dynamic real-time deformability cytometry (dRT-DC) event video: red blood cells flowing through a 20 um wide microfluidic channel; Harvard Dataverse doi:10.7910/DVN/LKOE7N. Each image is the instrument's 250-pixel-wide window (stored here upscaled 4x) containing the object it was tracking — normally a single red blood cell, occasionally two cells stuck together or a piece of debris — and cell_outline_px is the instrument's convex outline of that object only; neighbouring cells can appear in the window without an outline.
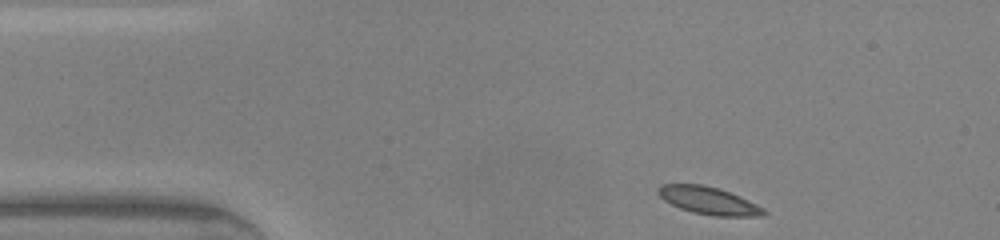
{"species": "common noctule bat (a hibernating species)", "species_latin": "Nyctalus noctula", "temperature_condition": "warm", "stored_images_in_passage": 41, "camera_frame_rate_fps": 3000, "um_per_image_px": 0.085, "animal": {"sex": "male", "body_mass_g": 20.0, "forearm_length_mm": 53.3}, "frame": {"image": 1, "passage_image": 1, "time_ms": 0.0, "image_size_px": [1000, 240], "cell_outline_px": [[768, 212], [764, 216], [712, 216], [692, 212], [680, 208], [664, 200], [656, 192], [656, 188], [660, 184], [700, 184], [720, 188], [748, 200], [764, 208]], "centroid_in_image_um": [60.22, 17.05], "position_along_channel_um": 24.8, "area_um2": 17.05}}
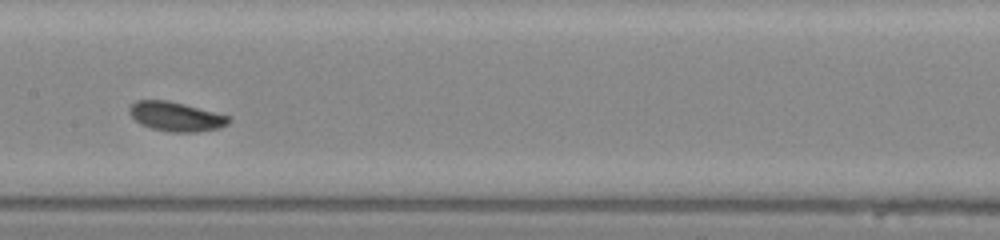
{"frame": {"image": 2, "passage_image": 17, "time_ms": 5.333, "image_size_px": [1000, 240], "cell_outline_px": [[232, 120], [228, 124], [220, 128], [196, 132], [168, 132], [152, 128], [140, 124], [128, 112], [128, 108], [136, 100], [168, 100], [232, 116]], "centroid_in_image_um": [14.99, 9.91], "position_along_channel_um": 192.4, "area_um2": 17.17}}
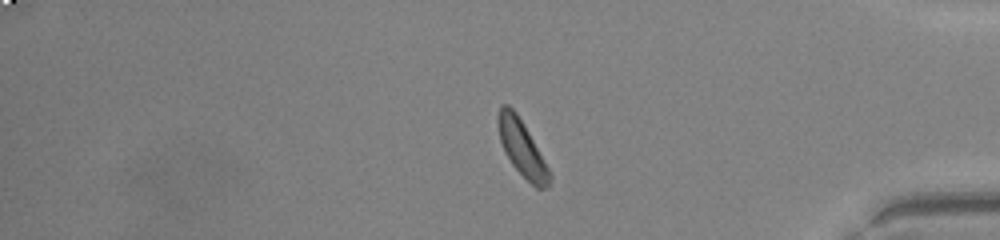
{"frame": {"image": 3, "passage_image": 33, "time_ms": 10.667, "image_size_px": [1000, 240], "cell_outline_px": [[552, 180], [544, 188], [536, 188], [512, 164], [504, 152], [500, 140], [496, 120], [496, 116], [500, 104], [508, 104], [516, 112], [528, 132], [548, 168], [552, 176]], "centroid_in_image_um": [44.32, 12.55], "position_along_channel_um": 390.9, "area_um2": 16.47}, "authors_computed_cell_mechanics": {"area_um2": 16.7042, "velocity_mm_per_s": 4.2688, "shape_relaxation_time_tau1_ms": 3.3824, "shape_relaxation_time_tau2_ms": null, "deformation_change_tau1": 0.0898, "deformation_change_tau2": null}}